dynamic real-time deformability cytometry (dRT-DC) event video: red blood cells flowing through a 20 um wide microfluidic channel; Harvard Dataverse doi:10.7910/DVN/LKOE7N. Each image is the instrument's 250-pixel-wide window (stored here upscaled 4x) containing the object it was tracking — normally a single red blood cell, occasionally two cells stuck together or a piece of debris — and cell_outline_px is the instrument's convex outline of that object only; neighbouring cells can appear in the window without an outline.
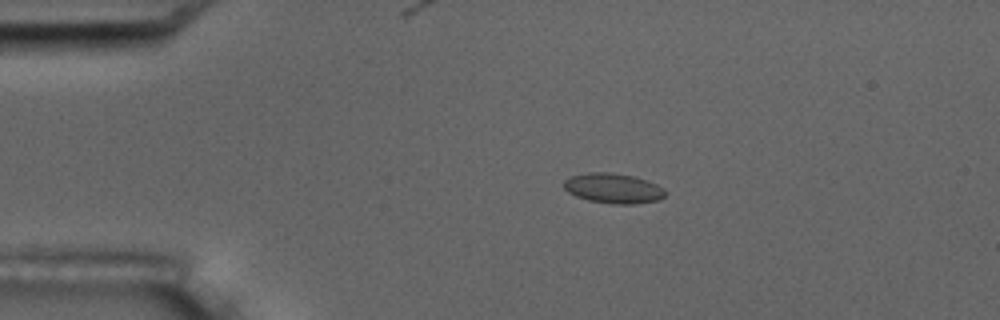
{"species": "common noctule bat (a hibernating species)", "species_latin": "Nyctalus noctula", "temperature_condition": "room temperature", "stored_images_in_passage": 9, "camera_frame_rate_fps": 3000, "um_per_image_px": 0.085, "animal": {"sex": "male", "body_mass_g": 17.5, "forearm_length_mm": 52.3}, "frame": {"image": 1, "passage_image": 2, "time_ms": 1.333, "image_size_px": [1000, 320], "cell_outline_px": [[668, 192], [660, 200], [632, 204], [612, 204], [588, 200], [576, 196], [568, 192], [564, 188], [564, 180], [568, 176], [588, 172], [608, 172], [632, 176], [648, 180], [664, 188]], "centroid_in_image_um": [52.13, 16.0], "position_along_channel_um": 32.9, "area_um2": 17.92}}
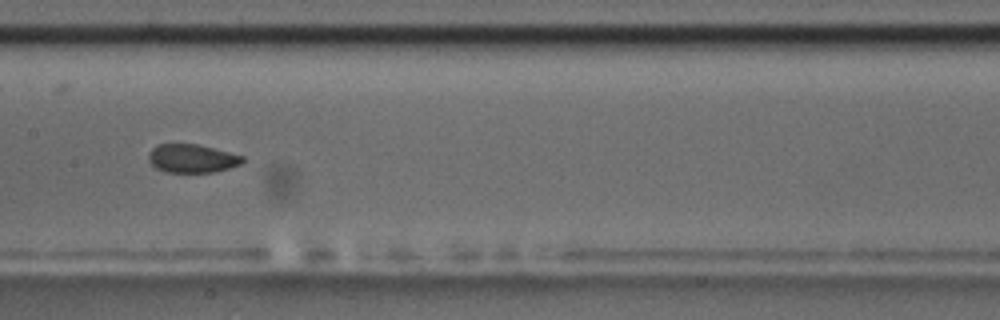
{"frame": {"image": 2, "passage_image": 7, "time_ms": 7.0, "image_size_px": [1000, 320], "cell_outline_px": [[244, 160], [240, 164], [228, 168], [212, 172], [168, 172], [156, 168], [148, 160], [148, 152], [156, 144], [196, 144], [244, 156]], "centroid_in_image_um": [16.28, 13.46], "position_along_channel_um": 191.1, "area_um2": 15.43}}
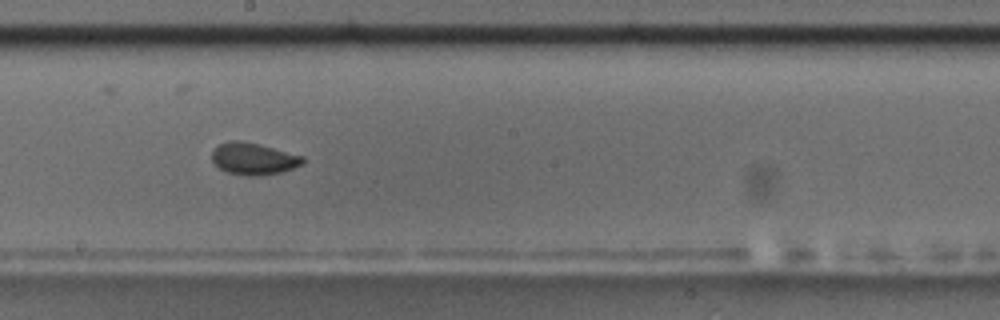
{"frame": {"image": 3, "passage_image": 8, "time_ms": 8.0, "image_size_px": [1000, 320], "cell_outline_px": [[304, 164], [280, 172], [256, 176], [244, 176], [228, 172], [220, 168], [212, 160], [212, 152], [220, 144], [228, 140], [240, 140], [260, 144], [304, 156]], "centroid_in_image_um": [21.56, 13.48], "position_along_channel_um": 226.6, "area_um2": 16.88}}